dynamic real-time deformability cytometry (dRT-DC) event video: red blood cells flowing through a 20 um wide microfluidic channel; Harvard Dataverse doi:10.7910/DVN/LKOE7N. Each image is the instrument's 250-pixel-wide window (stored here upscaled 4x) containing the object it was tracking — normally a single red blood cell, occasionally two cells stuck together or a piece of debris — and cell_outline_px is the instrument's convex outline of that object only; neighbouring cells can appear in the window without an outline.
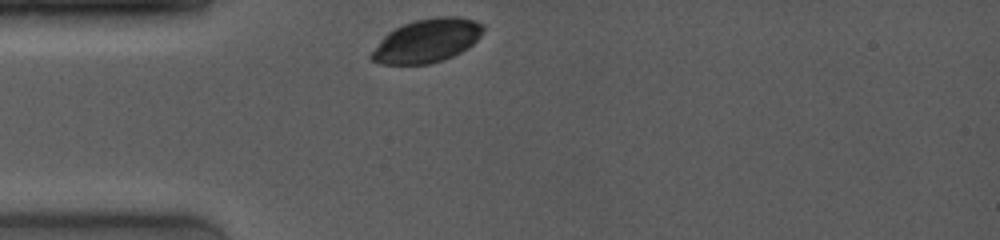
{"species": "common noctule bat (a hibernating species)", "species_latin": "Nyctalus noctula", "temperature_condition": "room temperature", "stored_images_in_passage": 51, "camera_frame_rate_fps": 4000, "um_per_image_px": 0.085, "animal": {"sex": "female", "body_mass_g": 19.0, "forearm_length_mm": 53.3}, "frame": {"image": 1, "passage_image": 1, "time_ms": 0.0, "image_size_px": [1000, 240], "cell_outline_px": [[484, 28], [480, 36], [468, 48], [452, 56], [428, 64], [380, 64], [372, 60], [368, 56], [380, 40], [388, 32], [404, 24], [416, 20], [436, 16], [456, 16], [476, 20], [484, 24]], "centroid_in_image_um": [36.29, 3.45], "position_along_channel_um": 48.7, "area_um2": 28.26}}
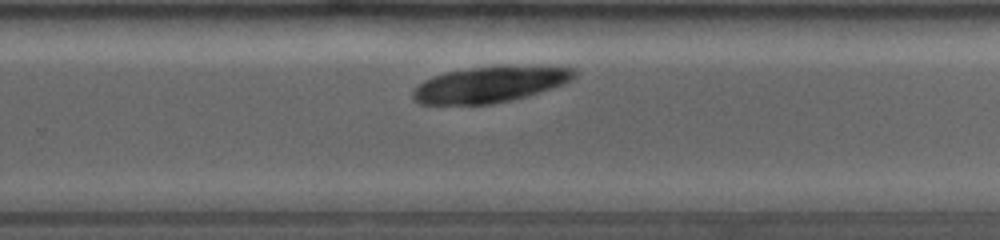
{"frame": {"image": 2, "passage_image": 33, "time_ms": 6.5, "image_size_px": [1000, 240], "cell_outline_px": [[576, 76], [572, 80], [524, 96], [492, 104], [420, 104], [412, 100], [412, 92], [424, 80], [432, 76], [444, 72], [500, 64], [576, 68]], "centroid_in_image_um": [41.6, 7.15], "position_along_channel_um": 288.2, "area_um2": 33.76}}
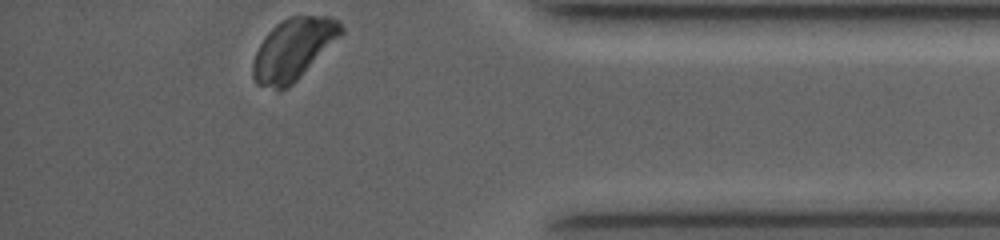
{"frame": {"image": 3, "passage_image": 51, "time_ms": 10.0, "image_size_px": [1000, 240], "cell_outline_px": [[344, 32], [288, 88], [280, 92], [276, 92], [256, 84], [252, 76], [252, 64], [256, 52], [264, 36], [276, 24], [288, 16], [328, 16], [340, 20], [344, 28]], "centroid_in_image_um": [24.9, 4.2], "position_along_channel_um": 410.3, "area_um2": 31.73}}